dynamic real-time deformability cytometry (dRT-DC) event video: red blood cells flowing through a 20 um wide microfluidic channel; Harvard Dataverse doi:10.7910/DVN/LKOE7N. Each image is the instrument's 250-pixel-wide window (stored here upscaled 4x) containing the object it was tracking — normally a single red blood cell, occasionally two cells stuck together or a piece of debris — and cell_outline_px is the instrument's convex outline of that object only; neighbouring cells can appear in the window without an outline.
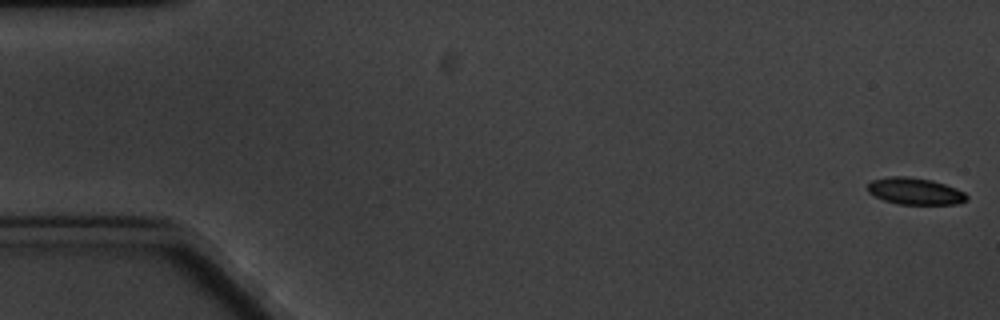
{"species": "common noctule bat (a hibernating species)", "species_latin": "Nyctalus noctula", "temperature_condition": "cold", "stored_images_in_passage": 5, "camera_frame_rate_fps": 3000, "um_per_image_px": 0.085, "animal": {"sex": "male", "body_mass_g": 20.1, "forearm_length_mm": 53.5}, "frame": {"image": 1, "passage_image": 1, "time_ms": 0.0, "image_size_px": [1000, 320], "cell_outline_px": [[968, 200], [956, 204], [896, 204], [884, 200], [868, 192], [868, 184], [872, 180], [888, 176], [904, 176], [932, 180], [956, 188], [964, 192], [968, 196]], "centroid_in_image_um": [77.78, 16.25], "position_along_channel_um": 7.2, "area_um2": 15.43}}